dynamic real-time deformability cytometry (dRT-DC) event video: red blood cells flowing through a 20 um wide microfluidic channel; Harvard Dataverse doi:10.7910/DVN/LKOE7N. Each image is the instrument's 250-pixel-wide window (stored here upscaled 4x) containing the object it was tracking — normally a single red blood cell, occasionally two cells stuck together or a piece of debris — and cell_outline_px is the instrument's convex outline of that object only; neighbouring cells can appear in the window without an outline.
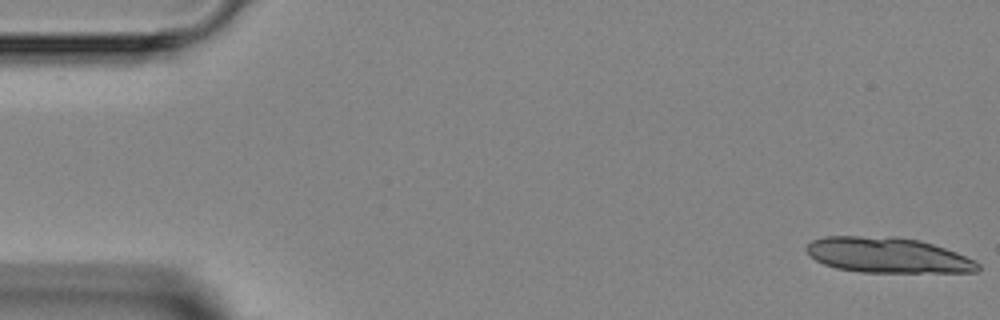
{"species": "Egyptian fruit bat (a non-hibernating species)", "species_latin": "Rousettus aegyptiacus", "temperature_condition": "room temperature", "stored_images_in_passage": 6, "segment_of_instrument_passage": [1, 2], "camera_frame_rate_fps": 3000, "um_per_image_px": 0.085, "animal": {"sex": "female"}, "frame": {"image": 1, "passage_image": 1, "time_ms": 0.0, "image_size_px": [1000, 320], "cell_outline_px": [[980, 272], [860, 272], [836, 268], [824, 264], [816, 260], [804, 248], [812, 240], [824, 236], [896, 236], [920, 240], [956, 252], [976, 260], [980, 264]], "centroid_in_image_um": [75.48, 21.68], "position_along_channel_um": 9.5, "area_um2": 35.55}}